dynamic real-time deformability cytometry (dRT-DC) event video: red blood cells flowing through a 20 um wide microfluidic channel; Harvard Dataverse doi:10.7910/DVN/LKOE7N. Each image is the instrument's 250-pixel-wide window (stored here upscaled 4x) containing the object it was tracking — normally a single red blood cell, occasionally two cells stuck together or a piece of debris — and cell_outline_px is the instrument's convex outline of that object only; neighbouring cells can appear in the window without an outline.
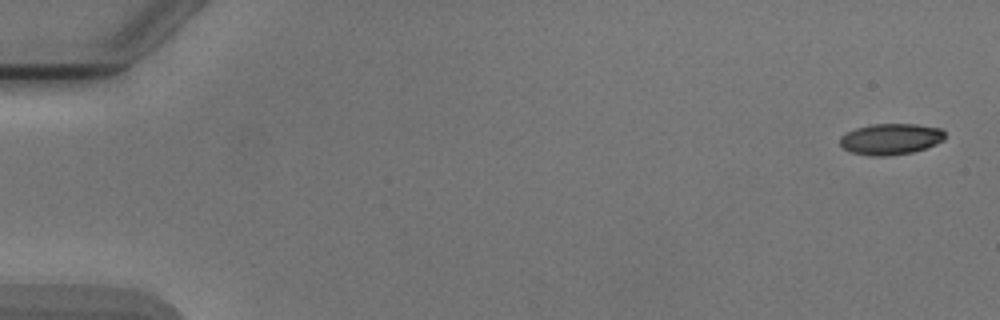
{"species": "Egyptian fruit bat (a non-hibernating species)", "species_latin": "Rousettus aegyptiacus", "temperature_condition": "cold", "stored_images_in_passage": 6, "camera_frame_rate_fps": 3000, "um_per_image_px": 0.085, "animal": {"sex": "male"}, "frame": {"image": 1, "passage_image": 1, "time_ms": 0.0, "image_size_px": [1000, 320], "cell_outline_px": [[944, 140], [936, 144], [912, 152], [888, 156], [868, 156], [852, 152], [844, 148], [840, 144], [840, 136], [856, 128], [872, 124], [916, 124], [940, 128], [944, 132]], "centroid_in_image_um": [75.7, 11.82], "position_along_channel_um": 9.3, "area_um2": 18.96}}